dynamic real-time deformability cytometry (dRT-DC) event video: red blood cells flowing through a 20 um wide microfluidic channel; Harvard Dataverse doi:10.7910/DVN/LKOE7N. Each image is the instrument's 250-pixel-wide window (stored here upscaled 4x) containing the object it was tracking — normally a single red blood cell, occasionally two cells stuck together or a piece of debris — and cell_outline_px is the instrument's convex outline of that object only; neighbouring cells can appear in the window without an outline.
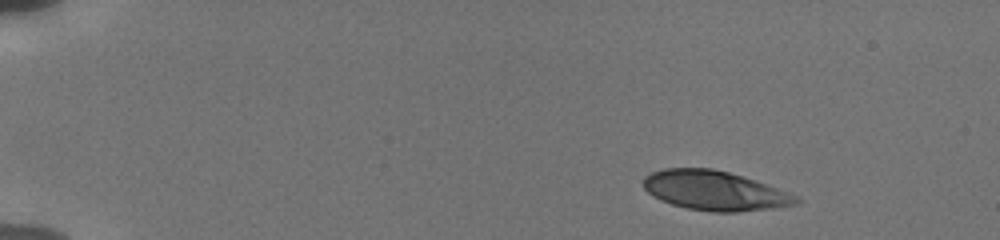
{"species": "human", "species_latin": "Homo sapiens", "temperature_condition": "cold", "stored_images_in_passage": 48, "camera_frame_rate_fps": 3000, "um_per_image_px": 0.085, "donor": {"sex": "male"}, "frame": {"image": 1, "passage_image": 1, "time_ms": 0.0, "image_size_px": [1000, 240], "cell_outline_px": [[800, 200], [796, 204], [776, 208], [736, 212], [712, 212], [688, 208], [672, 204], [660, 200], [648, 192], [644, 188], [644, 176], [652, 172], [664, 168], [712, 168], [744, 176], [788, 192], [796, 196]], "centroid_in_image_um": [60.74, 16.2], "position_along_channel_um": 24.3, "area_um2": 35.03}}
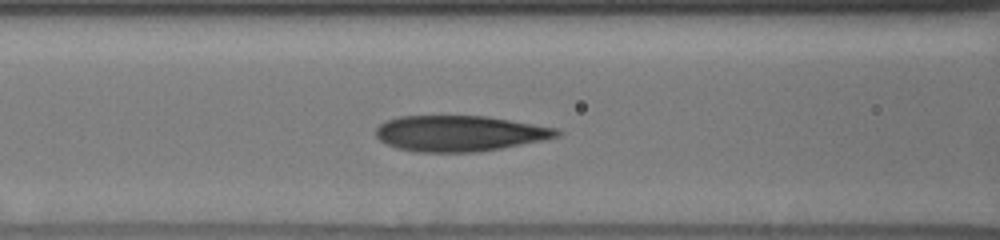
{"frame": {"image": 2, "passage_image": 18, "time_ms": 5.667, "image_size_px": [1000, 240], "cell_outline_px": [[564, 132], [560, 136], [544, 140], [500, 148], [476, 152], [412, 152], [396, 148], [380, 140], [376, 136], [376, 128], [380, 124], [388, 120], [400, 116], [488, 116], [560, 128]], "centroid_in_image_um": [39.11, 11.34], "position_along_channel_um": 127.5, "area_um2": 37.97}}
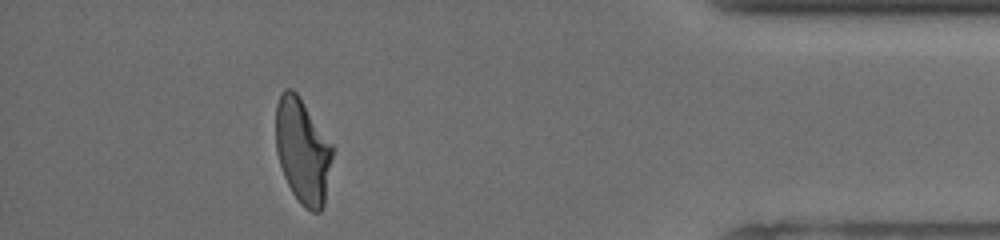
{"frame": {"image": 3, "passage_image": 43, "time_ms": 14.0, "image_size_px": [1000, 240], "cell_outline_px": [[336, 148], [324, 204], [320, 212], [312, 212], [304, 208], [300, 204], [292, 192], [284, 176], [276, 152], [276, 104], [280, 92], [284, 88], [292, 88], [300, 96]], "centroid_in_image_um": [25.76, 12.81], "position_along_channel_um": 409.4, "area_um2": 35.6}, "authors_computed_cell_mechanics": {"area_um2": 36.5296, "velocity_mm_per_s": 3.837, "shape_relaxation_time_tau1_ms": 8.4994, "shape_relaxation_time_tau2_ms": 1.2129, "deformation_change_tau1": 0.2712, "deformation_change_tau2": 0.1038}}